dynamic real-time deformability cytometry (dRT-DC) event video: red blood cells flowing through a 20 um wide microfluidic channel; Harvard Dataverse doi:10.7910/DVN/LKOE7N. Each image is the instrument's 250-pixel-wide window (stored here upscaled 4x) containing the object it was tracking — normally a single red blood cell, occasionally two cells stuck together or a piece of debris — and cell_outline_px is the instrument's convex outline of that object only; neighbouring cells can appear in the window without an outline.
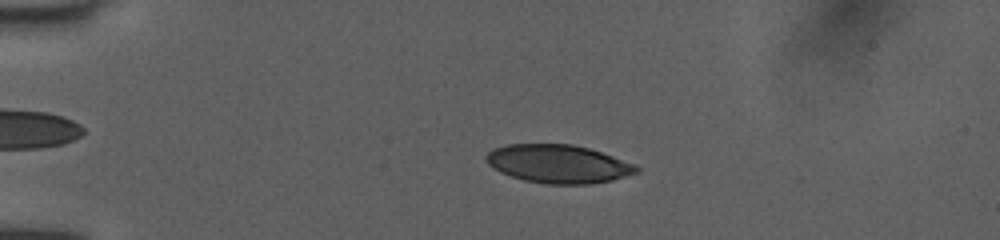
{"species": "human", "species_latin": "Homo sapiens", "temperature_condition": "room temperature", "stored_images_in_passage": 46, "camera_frame_rate_fps": 3000, "um_per_image_px": 0.085, "donor": {"sex": "female"}, "frame": {"image": 1, "passage_image": 11, "time_ms": 3.333, "image_size_px": [1000, 240], "cell_outline_px": [[640, 172], [612, 180], [592, 184], [548, 184], [524, 180], [500, 172], [492, 168], [488, 164], [484, 156], [492, 148], [508, 144], [572, 144], [588, 148], [636, 164], [640, 168]], "centroid_in_image_um": [47.45, 13.93], "position_along_channel_um": 37.6, "area_um2": 33.7}}
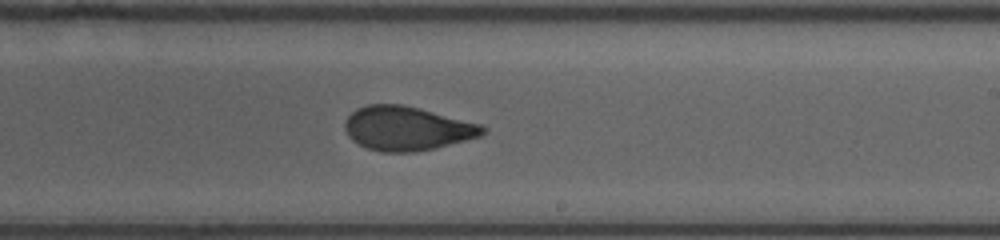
{"frame": {"image": 2, "passage_image": 30, "time_ms": 9.667, "image_size_px": [1000, 240], "cell_outline_px": [[488, 128], [480, 136], [432, 148], [412, 152], [380, 152], [368, 148], [352, 140], [348, 136], [344, 128], [344, 124], [348, 116], [356, 108], [368, 104], [404, 104], [420, 108], [480, 124]], "centroid_in_image_um": [34.55, 10.9], "position_along_channel_um": 254.4, "area_um2": 35.14}}
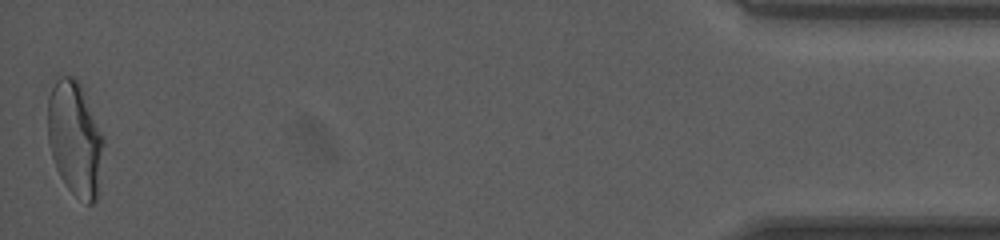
{"frame": {"image": 3, "passage_image": 46, "time_ms": 15.0, "image_size_px": [1000, 240], "cell_outline_px": [[104, 144], [96, 200], [92, 204], [88, 204], [72, 192], [68, 188], [60, 176], [56, 168], [52, 156], [48, 140], [48, 96], [56, 80], [60, 76], [72, 76], [80, 84], [104, 136]], "centroid_in_image_um": [6.37, 11.77], "position_along_channel_um": 428.8, "area_um2": 36.88}, "authors_computed_cell_mechanics": {"area_um2": 35.2291, "velocity_mm_per_s": 4.0935, "shape_relaxation_time_tau1_ms": 4.9112, "shape_relaxation_time_tau2_ms": 1.1791, "deformation_change_tau1": 0.1633, "deformation_change_tau2": 0.0712}}